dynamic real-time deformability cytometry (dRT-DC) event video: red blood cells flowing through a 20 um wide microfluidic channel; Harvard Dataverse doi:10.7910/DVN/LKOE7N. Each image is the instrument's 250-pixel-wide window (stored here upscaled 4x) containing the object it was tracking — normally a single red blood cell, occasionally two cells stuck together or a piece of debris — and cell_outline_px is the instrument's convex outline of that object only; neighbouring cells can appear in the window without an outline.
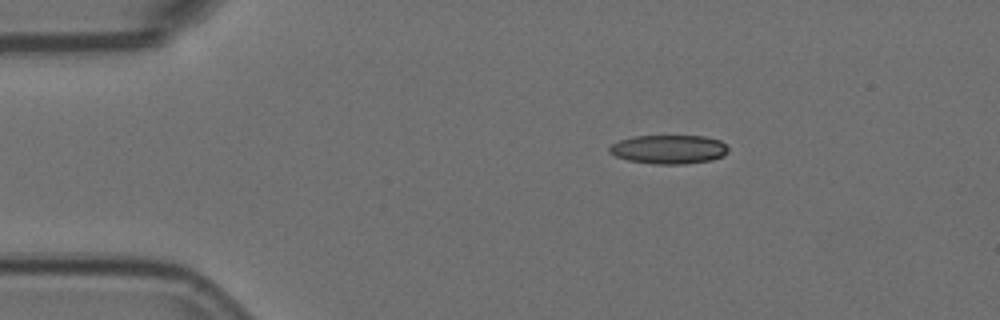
{"species": "Egyptian fruit bat (a non-hibernating species)", "species_latin": "Rousettus aegyptiacus", "temperature_condition": "room temperature", "stored_images_in_passage": 7, "camera_frame_rate_fps": 3000, "um_per_image_px": 0.085, "animal": {"sex": "female"}, "frame": {"image": 1, "passage_image": 1, "time_ms": 0.0, "image_size_px": [1000, 320], "cell_outline_px": [[728, 152], [724, 156], [712, 160], [684, 164], [656, 164], [628, 160], [616, 156], [608, 152], [608, 148], [612, 144], [620, 140], [632, 136], [704, 136], [720, 140], [728, 148]], "centroid_in_image_um": [56.85, 12.69], "position_along_channel_um": 28.1, "area_um2": 20.06}}
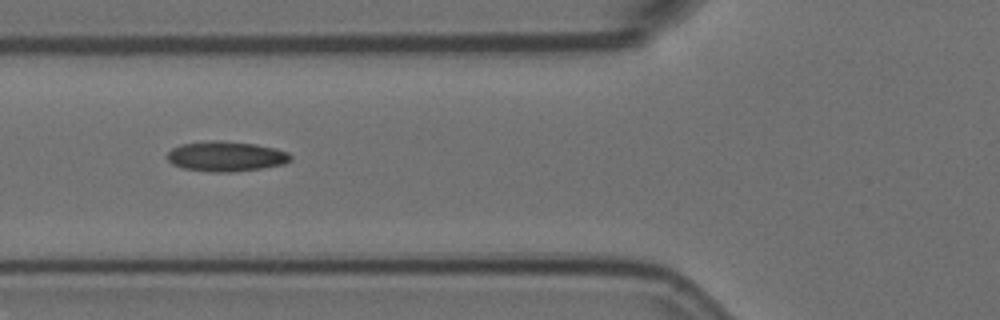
{"frame": {"image": 2, "passage_image": 4, "time_ms": 1.0, "image_size_px": [1000, 320], "cell_outline_px": [[292, 160], [284, 164], [260, 168], [232, 172], [208, 172], [184, 168], [172, 164], [168, 160], [168, 152], [172, 148], [184, 144], [208, 140], [220, 140], [256, 144], [276, 148], [288, 152], [292, 156]], "centroid_in_image_um": [19.23, 13.28], "position_along_channel_um": 106.6, "area_um2": 21.68}}
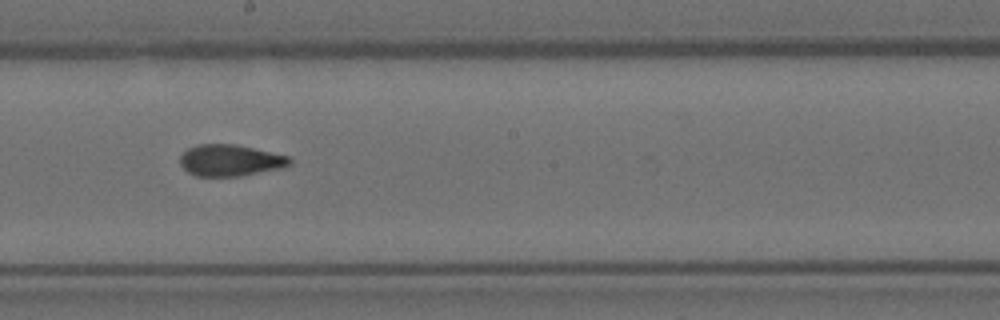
{"frame": {"image": 3, "passage_image": 7, "time_ms": 2.0, "image_size_px": [1000, 320], "cell_outline_px": [[292, 164], [284, 168], [240, 176], [196, 176], [188, 172], [180, 164], [180, 156], [188, 148], [196, 144], [236, 144], [288, 156], [292, 160]], "centroid_in_image_um": [19.58, 13.63], "position_along_channel_um": 228.6, "area_um2": 20.23}}